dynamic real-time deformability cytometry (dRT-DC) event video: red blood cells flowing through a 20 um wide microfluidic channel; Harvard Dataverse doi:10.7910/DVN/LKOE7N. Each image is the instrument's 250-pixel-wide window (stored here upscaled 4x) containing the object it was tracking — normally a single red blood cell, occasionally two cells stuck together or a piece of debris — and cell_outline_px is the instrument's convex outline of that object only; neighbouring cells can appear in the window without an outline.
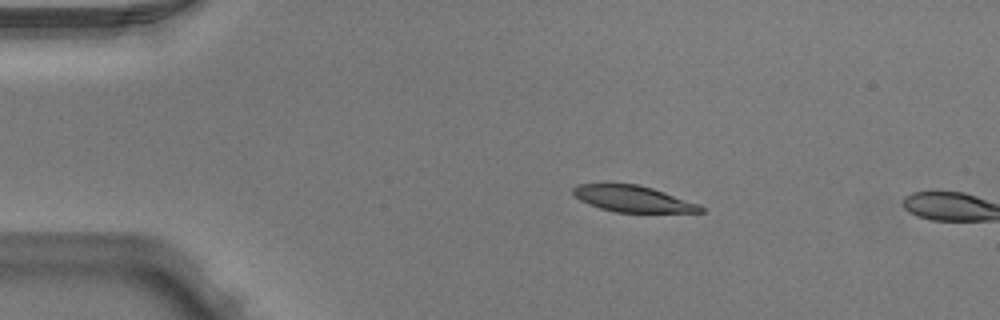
{"species": "Egyptian fruit bat (a non-hibernating species)", "species_latin": "Rousettus aegyptiacus", "temperature_condition": "warm", "stored_images_in_passage": 2, "camera_frame_rate_fps": 3000, "um_per_image_px": 0.085, "animal": {"sex": "male"}, "frame": {"image": 1, "passage_image": 1, "time_ms": 0.0, "image_size_px": [1000, 320], "cell_outline_px": [[704, 212], [616, 212], [600, 208], [588, 204], [580, 200], [572, 192], [572, 188], [576, 184], [604, 180], [636, 184], [652, 188], [700, 204], [704, 208]], "centroid_in_image_um": [53.69, 16.84], "position_along_channel_um": 31.3, "area_um2": 20.23}}